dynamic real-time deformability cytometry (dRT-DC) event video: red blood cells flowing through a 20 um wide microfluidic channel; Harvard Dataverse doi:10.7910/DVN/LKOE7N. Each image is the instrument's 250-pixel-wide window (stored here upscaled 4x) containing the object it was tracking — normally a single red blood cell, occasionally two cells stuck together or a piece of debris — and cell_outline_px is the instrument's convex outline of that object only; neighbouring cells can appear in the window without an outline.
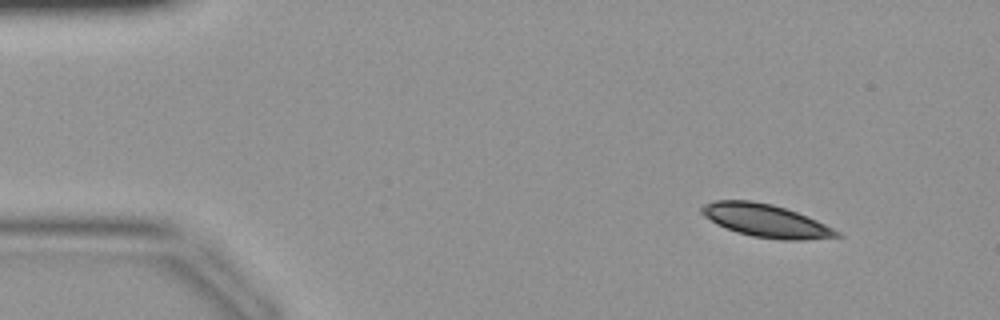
{"species": "common noctule bat (a hibernating species)", "species_latin": "Nyctalus noctula", "temperature_condition": "warm", "stored_images_in_passage": 7, "camera_frame_rate_fps": 3000, "um_per_image_px": 0.085, "animal": {"sex": "female", "body_mass_g": 19.9}, "frame": {"image": 1, "passage_image": 7, "time_ms": 2.0, "image_size_px": [1000, 320], "cell_outline_px": [[844, 236], [804, 240], [780, 240], [752, 236], [736, 232], [716, 224], [704, 216], [700, 212], [700, 208], [704, 204], [716, 200], [752, 200], [772, 204], [796, 212], [816, 220], [840, 232]], "centroid_in_image_um": [65.07, 18.76], "position_along_channel_um": 19.9, "area_um2": 25.89}}